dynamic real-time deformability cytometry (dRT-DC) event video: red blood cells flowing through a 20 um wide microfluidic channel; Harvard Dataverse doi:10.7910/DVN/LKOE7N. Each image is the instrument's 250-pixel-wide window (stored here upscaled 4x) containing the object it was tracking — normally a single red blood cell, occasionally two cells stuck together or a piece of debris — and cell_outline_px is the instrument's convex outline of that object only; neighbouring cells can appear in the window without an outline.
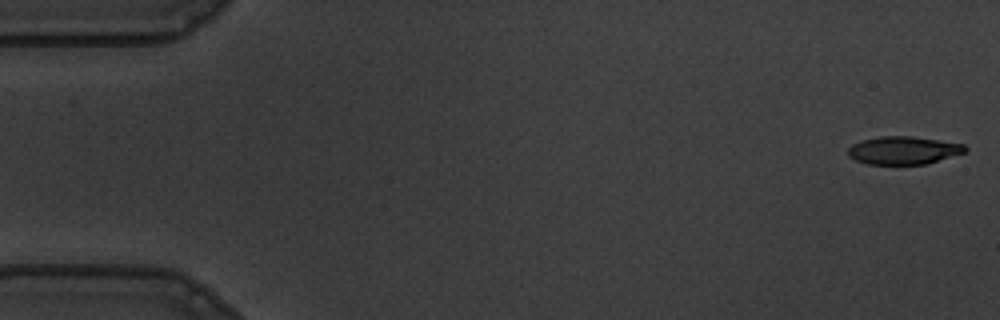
{"species": "common noctule bat (a hibernating species)", "species_latin": "Nyctalus noctula", "temperature_condition": "warm", "stored_images_in_passage": 56, "camera_frame_rate_fps": 3000, "um_per_image_px": 0.085, "animal": {"sex": "male", "body_mass_g": 19.5, "forearm_length_mm": 54.6}, "frame": {"image": 1, "passage_image": 1, "time_ms": 0.0, "image_size_px": [1000, 320], "cell_outline_px": [[968, 148], [964, 152], [924, 164], [868, 164], [856, 160], [848, 156], [848, 148], [852, 144], [860, 140], [880, 136], [912, 136], [964, 144]], "centroid_in_image_um": [76.74, 12.77], "position_along_channel_um": 8.3, "area_um2": 18.9}}
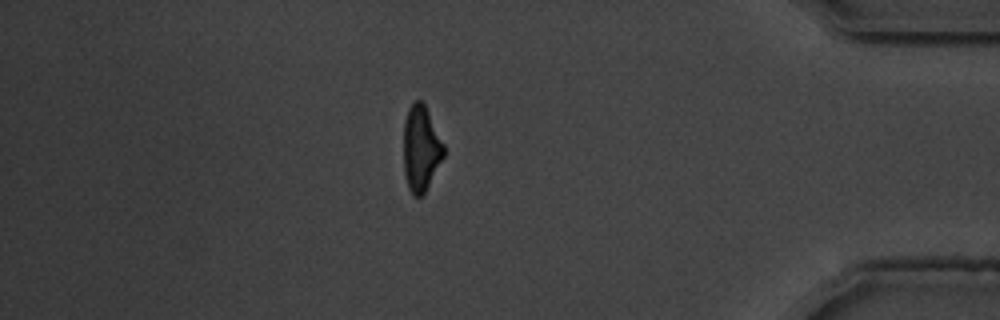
{"frame": {"image": 2, "passage_image": 48, "time_ms": 15.667, "image_size_px": [1000, 320], "cell_outline_px": [[444, 156], [424, 192], [420, 196], [412, 196], [408, 188], [404, 176], [404, 120], [408, 108], [412, 100], [420, 100], [424, 104], [444, 144]], "centroid_in_image_um": [35.76, 12.6], "position_along_channel_um": 399.4, "area_um2": 19.94}}
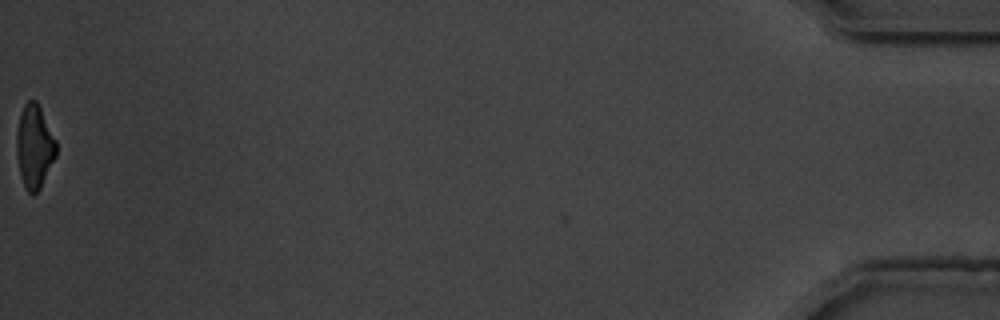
{"frame": {"image": 3, "passage_image": 56, "time_ms": 18.333, "image_size_px": [1000, 320], "cell_outline_px": [[56, 156], [40, 188], [32, 196], [28, 192], [20, 176], [16, 152], [16, 132], [20, 112], [24, 104], [28, 100], [36, 100], [56, 140]], "centroid_in_image_um": [2.9, 12.45], "position_along_channel_um": 432.3, "area_um2": 19.25}, "authors_computed_cell_mechanics": {"area_um2": 21.2126, "velocity_mm_per_s": 3.6075, "shape_relaxation_time_tau1_ms": 3.8764, "shape_relaxation_time_tau2_ms": 2.9681, "deformation_change_tau1": 0.1876, "deformation_change_tau2": 0.104}}